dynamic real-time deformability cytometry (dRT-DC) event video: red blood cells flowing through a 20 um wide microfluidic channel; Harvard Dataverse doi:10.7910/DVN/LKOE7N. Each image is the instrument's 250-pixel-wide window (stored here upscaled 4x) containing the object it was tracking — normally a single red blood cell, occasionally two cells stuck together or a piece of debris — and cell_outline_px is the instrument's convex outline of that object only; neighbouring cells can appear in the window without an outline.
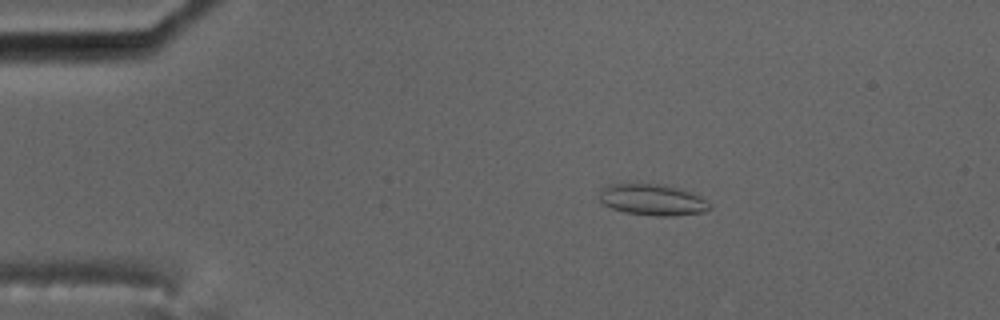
{"species": "common noctule bat (a hibernating species)", "species_latin": "Nyctalus noctula", "temperature_condition": "cold", "stored_images_in_passage": 6, "camera_frame_rate_fps": 3000, "um_per_image_px": 0.085, "animal": {"sex": "male", "body_mass_g": 17.5, "forearm_length_mm": 52.3}, "frame": {"image": 1, "passage_image": 4, "time_ms": 3.333, "image_size_px": [1000, 320], "cell_outline_px": [[712, 208], [704, 212], [672, 216], [656, 216], [624, 212], [612, 208], [604, 204], [600, 200], [600, 188], [608, 184], [660, 184], [680, 188], [700, 196], [712, 204]], "centroid_in_image_um": [55.48, 16.98], "position_along_channel_um": 29.5, "area_um2": 20.17}}